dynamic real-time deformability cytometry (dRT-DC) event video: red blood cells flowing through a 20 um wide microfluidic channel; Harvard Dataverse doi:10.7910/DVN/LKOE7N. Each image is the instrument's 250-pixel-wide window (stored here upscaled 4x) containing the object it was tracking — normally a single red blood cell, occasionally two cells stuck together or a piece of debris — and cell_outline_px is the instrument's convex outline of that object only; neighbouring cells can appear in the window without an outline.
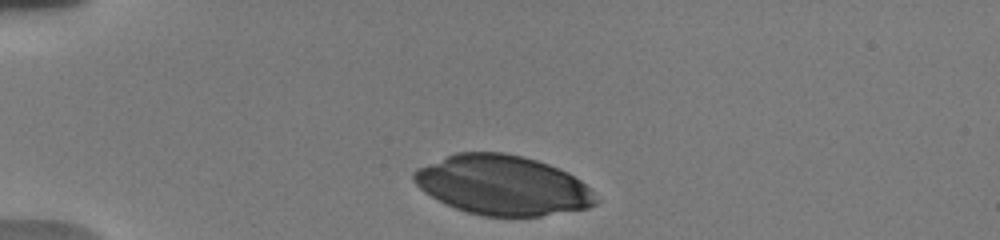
{"species": "human", "species_latin": "Homo sapiens", "temperature_condition": "warm", "stored_images_in_passage": 3, "camera_frame_rate_fps": 3000, "um_per_image_px": 0.085, "donor": {"sex": "male"}, "frame": {"image": 1, "passage_image": 1, "time_ms": 0.0, "image_size_px": [1000, 240], "cell_outline_px": [[600, 200], [596, 204], [588, 208], [540, 216], [484, 216], [468, 212], [456, 208], [424, 192], [412, 180], [412, 172], [416, 168], [456, 152], [504, 152], [524, 156], [548, 164], [568, 172], [580, 180]], "centroid_in_image_um": [42.72, 15.73], "position_along_channel_um": 42.3, "area_um2": 63.12}}